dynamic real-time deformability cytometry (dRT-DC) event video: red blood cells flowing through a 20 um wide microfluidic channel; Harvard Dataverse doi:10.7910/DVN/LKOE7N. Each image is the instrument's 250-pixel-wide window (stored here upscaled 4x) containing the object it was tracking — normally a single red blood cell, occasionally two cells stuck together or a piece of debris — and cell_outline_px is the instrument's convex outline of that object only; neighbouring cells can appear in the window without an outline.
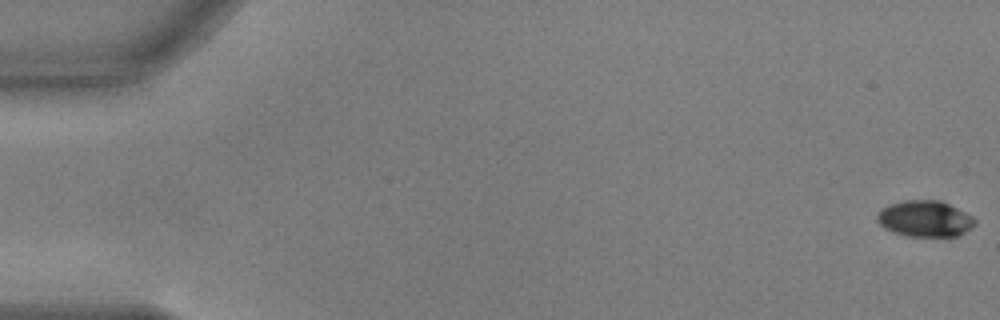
{"species": "common noctule bat (a hibernating species)", "species_latin": "Nyctalus noctula", "temperature_condition": "warm", "stored_images_in_passage": 44, "camera_frame_rate_fps": 3000, "um_per_image_px": 0.085, "animal": {"sex": "male", "body_mass_g": 17.9, "forearm_length_mm": 54.2}, "frame": {"image": 1, "passage_image": 1, "time_ms": 0.0, "image_size_px": [1000, 320], "cell_outline_px": [[976, 224], [972, 228], [960, 236], [908, 236], [892, 232], [884, 228], [876, 220], [876, 216], [884, 208], [892, 204], [904, 200], [940, 200], [972, 216], [976, 220]], "centroid_in_image_um": [78.64, 18.6], "position_along_channel_um": 6.4, "area_um2": 20.52}}
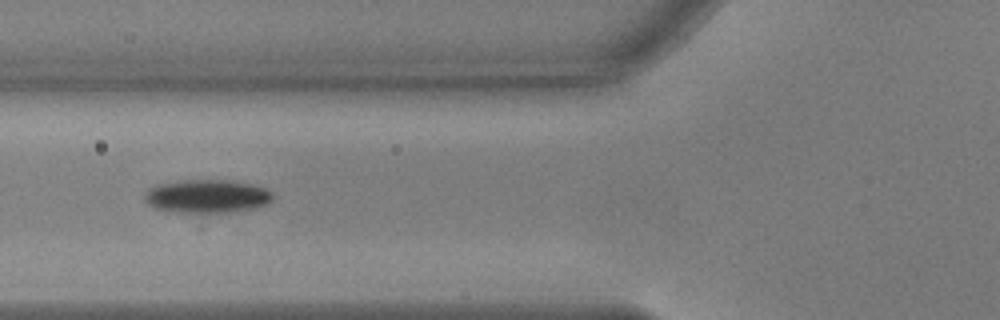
{"frame": {"image": 2, "passage_image": 22, "time_ms": 7.0, "image_size_px": [1000, 320], "cell_outline_px": [[272, 200], [268, 204], [252, 208], [232, 212], [180, 212], [156, 208], [148, 204], [144, 200], [144, 192], [148, 188], [156, 184], [180, 180], [228, 180], [252, 184], [264, 188], [272, 192]], "centroid_in_image_um": [17.57, 16.67], "position_along_channel_um": 108.2, "area_um2": 24.91}}
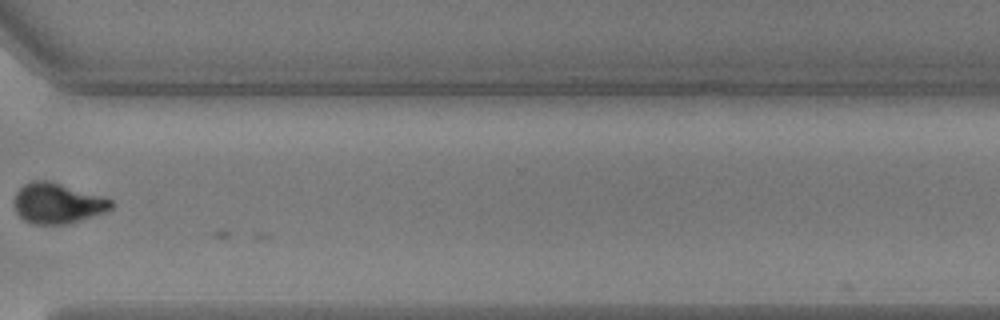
{"frame": {"image": 3, "passage_image": 43, "time_ms": 14.0, "image_size_px": [1000, 320], "cell_outline_px": [[112, 208], [104, 212], [92, 216], [64, 224], [32, 224], [24, 220], [16, 212], [12, 204], [12, 200], [16, 192], [24, 184], [32, 180], [52, 180], [112, 200]], "centroid_in_image_um": [4.81, 17.26], "position_along_channel_um": 365.8, "area_um2": 22.89}}